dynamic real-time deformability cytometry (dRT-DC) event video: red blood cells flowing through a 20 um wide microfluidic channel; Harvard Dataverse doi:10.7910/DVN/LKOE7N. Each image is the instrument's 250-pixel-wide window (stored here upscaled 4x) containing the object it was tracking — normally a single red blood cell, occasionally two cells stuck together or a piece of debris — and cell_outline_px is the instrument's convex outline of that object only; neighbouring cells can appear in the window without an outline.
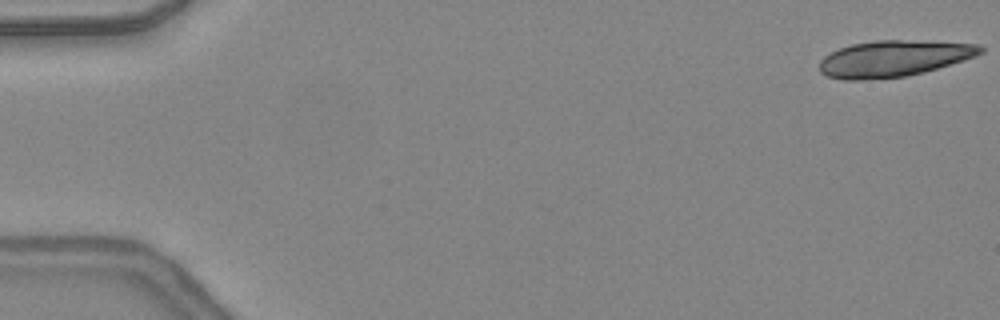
{"species": "common noctule bat (a hibernating species)", "species_latin": "Nyctalus noctula", "temperature_condition": "warm", "stored_images_in_passage": 9, "camera_frame_rate_fps": 3000, "um_per_image_px": 0.085, "animal": {"sex": "female", "body_mass_g": 24.6, "forearm_length_mm": 56.2}, "frame": {"image": 1, "passage_image": 1, "time_ms": 0.0, "image_size_px": [1000, 320], "cell_outline_px": [[984, 52], [976, 56], [964, 60], [924, 72], [908, 76], [860, 80], [844, 80], [828, 76], [820, 72], [820, 60], [824, 56], [840, 48], [852, 44], [876, 40], [900, 40], [980, 44], [984, 48]], "centroid_in_image_um": [75.97, 4.98], "position_along_channel_um": 9.0, "area_um2": 33.87}}